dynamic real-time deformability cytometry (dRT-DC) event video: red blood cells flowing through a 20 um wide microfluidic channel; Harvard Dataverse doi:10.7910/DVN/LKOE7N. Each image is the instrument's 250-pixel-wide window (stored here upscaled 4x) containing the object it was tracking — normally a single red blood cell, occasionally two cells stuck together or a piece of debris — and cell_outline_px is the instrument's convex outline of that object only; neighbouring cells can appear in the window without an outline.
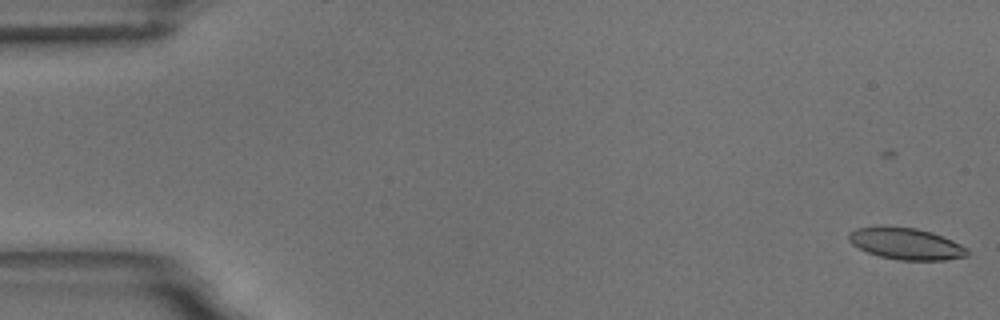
{"species": "common noctule bat (a hibernating species)", "species_latin": "Nyctalus noctula", "temperature_condition": "room temperature", "stored_images_in_passage": 48, "camera_frame_rate_fps": 3000, "um_per_image_px": 0.085, "animal": {"sex": "male", "body_mass_g": 18.8}, "frame": {"image": 1, "passage_image": 4, "time_ms": 1.0, "image_size_px": [1000, 320], "cell_outline_px": [[968, 256], [944, 260], [900, 260], [880, 256], [868, 252], [852, 244], [848, 240], [848, 232], [856, 228], [876, 224], [884, 224], [916, 228], [932, 232], [952, 240], [968, 248]], "centroid_in_image_um": [76.97, 20.67], "position_along_channel_um": 8.0, "area_um2": 22.31}}
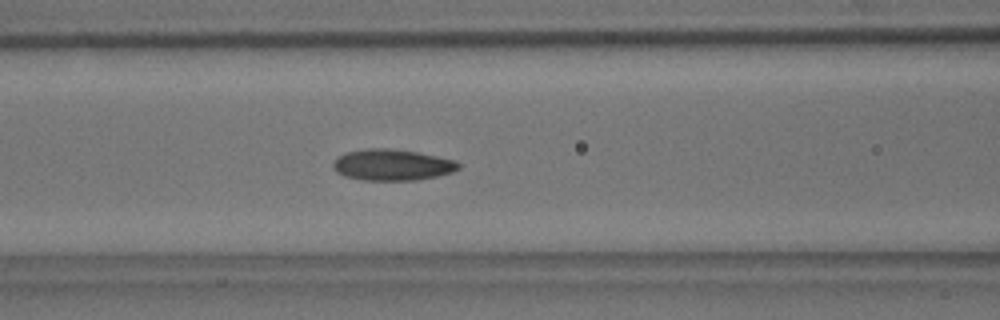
{"frame": {"image": 2, "passage_image": 27, "time_ms": 8.667, "image_size_px": [1000, 320], "cell_outline_px": [[460, 168], [452, 172], [436, 176], [416, 180], [360, 180], [344, 176], [336, 172], [332, 164], [344, 152], [368, 148], [388, 148], [416, 152], [456, 160], [460, 164]], "centroid_in_image_um": [33.33, 14.01], "position_along_channel_um": 133.3, "area_um2": 22.77}}
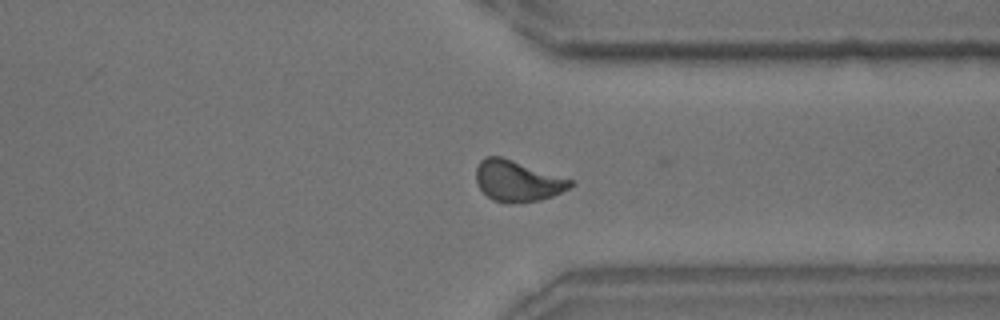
{"frame": {"image": 3, "passage_image": 47, "time_ms": 15.333, "image_size_px": [1000, 320], "cell_outline_px": [[576, 184], [552, 196], [540, 200], [508, 204], [492, 200], [480, 188], [476, 180], [476, 168], [480, 160], [484, 156], [500, 156], [572, 180]], "centroid_in_image_um": [43.95, 15.39], "position_along_channel_um": 367.4, "area_um2": 22.31}, "authors_computed_cell_mechanics": {"area_um2": 22.3108, "velocity_mm_per_s": 3.5211, "shape_relaxation_time_tau1_ms": 5.8098, "shape_relaxation_time_tau2_ms": 2.3194, "deformation_change_tau1": 0.1393, "deformation_change_tau2": 0.0745}}